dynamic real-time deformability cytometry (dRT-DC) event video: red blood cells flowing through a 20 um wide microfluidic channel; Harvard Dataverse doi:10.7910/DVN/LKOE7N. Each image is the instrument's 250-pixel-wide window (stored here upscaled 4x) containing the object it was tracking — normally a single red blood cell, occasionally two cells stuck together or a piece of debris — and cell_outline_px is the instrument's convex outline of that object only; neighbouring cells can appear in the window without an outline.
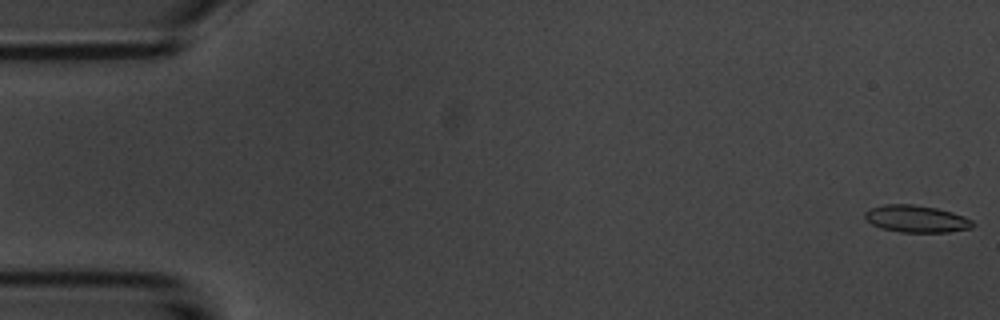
{"species": "common noctule bat (a hibernating species)", "species_latin": "Nyctalus noctula", "temperature_condition": "room temperature", "stored_images_in_passage": 55, "camera_frame_rate_fps": 3000, "um_per_image_px": 0.085, "animal": {"sex": "male", "body_mass_g": 20.1, "forearm_length_mm": 53.5}, "frame": {"image": 1, "passage_image": 1, "time_ms": 0.0, "image_size_px": [1000, 320], "cell_outline_px": [[976, 224], [972, 228], [948, 232], [900, 232], [880, 228], [872, 224], [864, 216], [864, 212], [872, 208], [884, 204], [912, 204], [936, 208], [952, 212], [964, 216], [972, 220]], "centroid_in_image_um": [77.91, 18.6], "position_along_channel_um": 7.1, "area_um2": 17.05}}
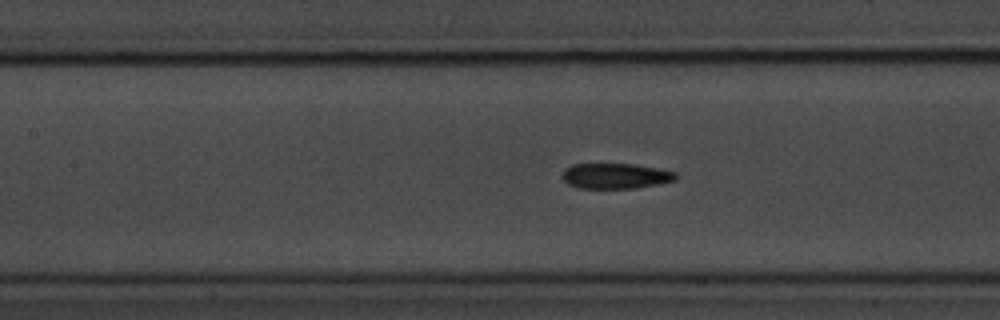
{"frame": {"image": 2, "passage_image": 24, "time_ms": 7.667, "image_size_px": [1000, 320], "cell_outline_px": [[676, 180], [636, 188], [576, 188], [568, 184], [564, 180], [564, 168], [572, 164], [632, 164], [660, 168], [676, 172]], "centroid_in_image_um": [52.32, 14.95], "position_along_channel_um": 155.1, "area_um2": 16.76}}
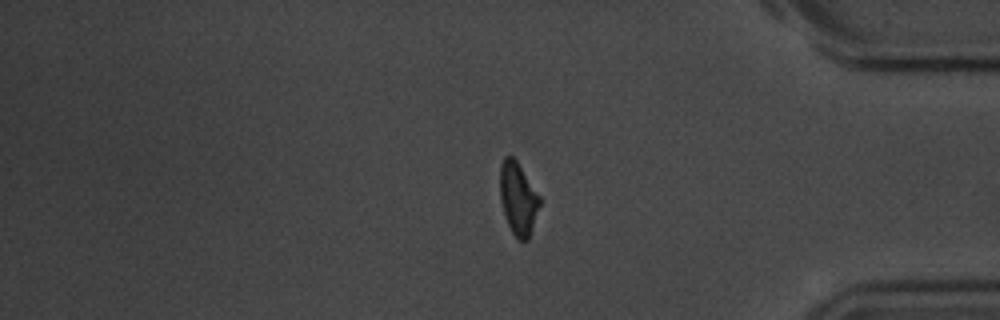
{"frame": {"image": 3, "passage_image": 45, "time_ms": 14.667, "image_size_px": [1000, 320], "cell_outline_px": [[540, 204], [528, 240], [520, 240], [512, 232], [504, 216], [500, 200], [500, 168], [504, 156], [512, 156], [516, 160], [540, 196]], "centroid_in_image_um": [44.02, 16.87], "position_along_channel_um": 391.2, "area_um2": 16.59}, "authors_computed_cell_mechanics": {"area_um2": 17.1666, "velocity_mm_per_s": 3.7172, "shape_relaxation_time_tau1_ms": 3.9535, "shape_relaxation_time_tau2_ms": 3.2945, "deformation_change_tau1": 0.1743, "deformation_change_tau2": 0.0975}}